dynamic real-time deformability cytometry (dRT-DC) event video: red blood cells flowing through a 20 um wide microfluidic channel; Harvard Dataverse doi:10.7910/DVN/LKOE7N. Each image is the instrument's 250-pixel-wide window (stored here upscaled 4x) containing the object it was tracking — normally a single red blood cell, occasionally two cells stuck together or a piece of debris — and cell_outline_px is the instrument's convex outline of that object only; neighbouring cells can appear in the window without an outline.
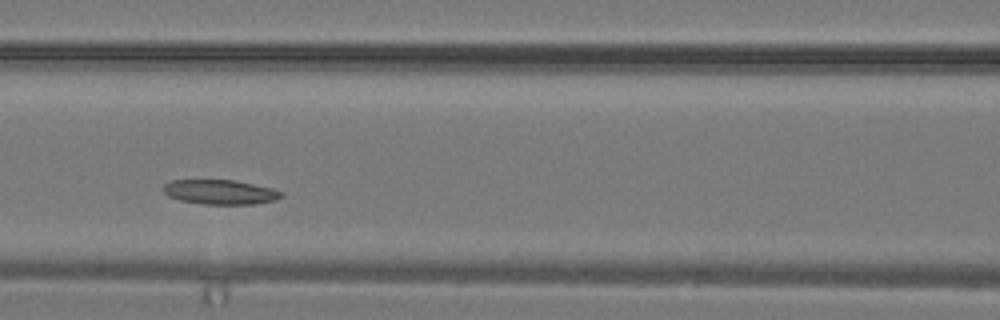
{"species": "common noctule bat (a hibernating species)", "species_latin": "Nyctalus noctula", "temperature_condition": "warm", "stored_images_in_passage": 24, "camera_frame_rate_fps": 3000, "um_per_image_px": 0.085, "animal": {"sex": "male", "body_mass_g": 19.2, "forearm_length_mm": 51.8}, "frame": {"image": 1, "passage_image": 7, "time_ms": 2.0, "image_size_px": [1000, 320], "cell_outline_px": [[284, 196], [276, 200], [256, 204], [204, 204], [180, 200], [168, 196], [164, 192], [164, 184], [172, 180], [232, 180], [272, 188], [284, 192]], "centroid_in_image_um": [18.75, 16.33], "position_along_channel_um": 147.9, "area_um2": 16.88}}
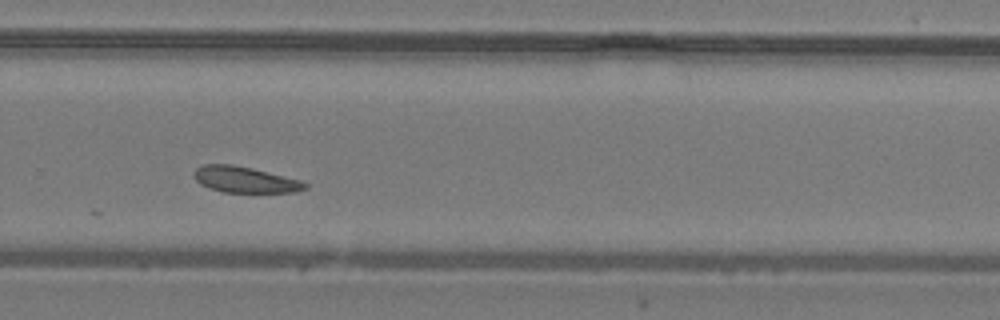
{"frame": {"image": 2, "passage_image": 15, "time_ms": 4.667, "image_size_px": [1000, 320], "cell_outline_px": [[308, 188], [296, 192], [224, 192], [208, 188], [200, 184], [196, 180], [196, 168], [204, 164], [232, 164], [252, 168], [300, 180], [308, 184]], "centroid_in_image_um": [20.84, 15.27], "position_along_channel_um": 309.0, "area_um2": 16.7}}
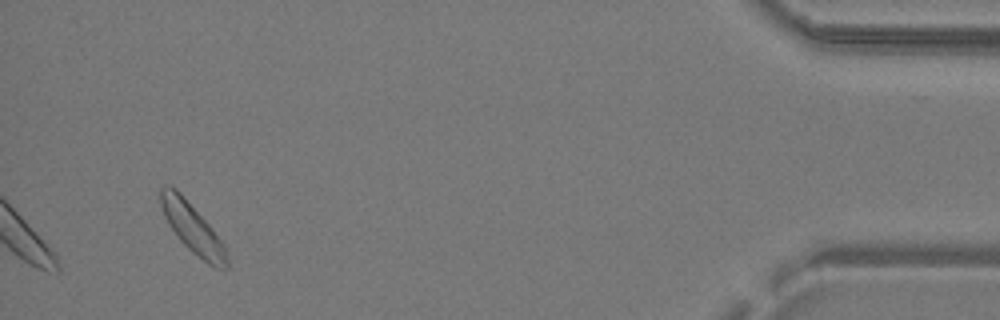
{"frame": {"image": 3, "passage_image": 24, "time_ms": 7.667, "image_size_px": [1000, 320], "cell_outline_px": [[228, 268], [216, 268], [208, 264], [192, 252], [180, 240], [168, 224], [164, 216], [160, 204], [160, 188], [168, 184], [176, 188], [180, 192], [212, 228], [224, 244], [228, 260]], "centroid_in_image_um": [16.35, 19.38], "position_along_channel_um": 418.9, "area_um2": 19.02}}